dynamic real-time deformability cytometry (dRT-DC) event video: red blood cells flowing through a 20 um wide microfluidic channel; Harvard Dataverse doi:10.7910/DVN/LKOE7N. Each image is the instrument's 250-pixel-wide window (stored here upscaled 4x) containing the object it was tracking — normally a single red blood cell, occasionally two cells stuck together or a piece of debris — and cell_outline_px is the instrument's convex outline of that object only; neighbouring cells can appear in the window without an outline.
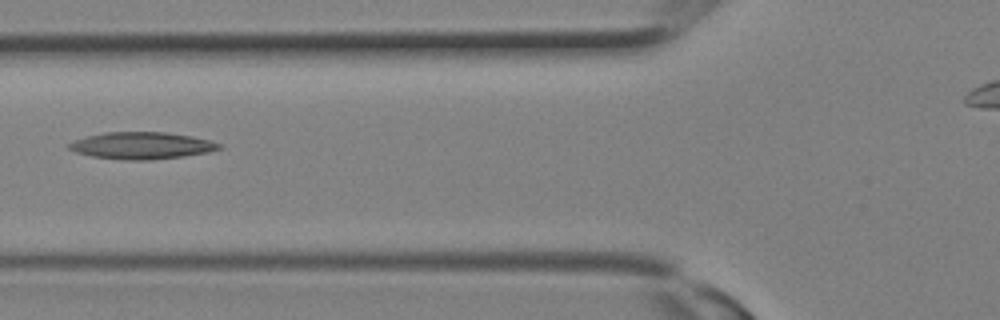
{"species": "Egyptian fruit bat (a non-hibernating species)", "species_latin": "Rousettus aegyptiacus", "temperature_condition": "room temperature", "stored_images_in_passage": 4, "camera_frame_rate_fps": 3000, "um_per_image_px": 0.085, "animal": {"sex": "female"}, "frame": {"image": 1, "passage_image": 3, "time_ms": 0.667, "image_size_px": [1000, 320], "cell_outline_px": [[224, 144], [220, 148], [208, 152], [184, 156], [152, 160], [124, 160], [92, 156], [76, 152], [68, 148], [68, 144], [84, 136], [104, 132], [164, 132], [192, 136]], "centroid_in_image_um": [12.04, 12.37], "position_along_channel_um": 113.8, "area_um2": 23.58}}